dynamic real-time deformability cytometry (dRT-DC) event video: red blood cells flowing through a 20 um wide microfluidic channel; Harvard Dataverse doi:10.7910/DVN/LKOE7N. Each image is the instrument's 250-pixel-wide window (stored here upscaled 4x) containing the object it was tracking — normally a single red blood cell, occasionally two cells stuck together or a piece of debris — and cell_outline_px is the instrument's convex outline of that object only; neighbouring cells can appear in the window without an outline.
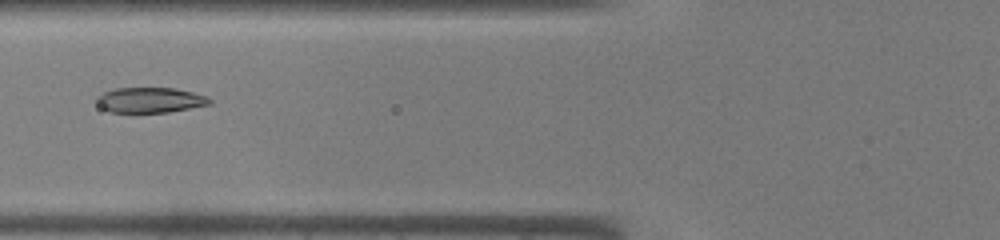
{"species": "common noctule bat (a hibernating species)", "species_latin": "Nyctalus noctula", "temperature_condition": "warm", "stored_images_in_passage": 38, "camera_frame_rate_fps": 3000, "um_per_image_px": 0.085, "animal": {"sex": "male", "body_mass_g": 19.0, "forearm_length_mm": 50.8}, "frame": {"image": 1, "passage_image": 11, "time_ms": 3.333, "image_size_px": [1000, 240], "cell_outline_px": [[212, 104], [168, 112], [108, 112], [100, 108], [96, 100], [96, 96], [104, 92], [116, 88], [176, 88], [208, 96], [212, 100]], "centroid_in_image_um": [12.76, 8.5], "position_along_channel_um": 113.0, "area_um2": 16.76}}
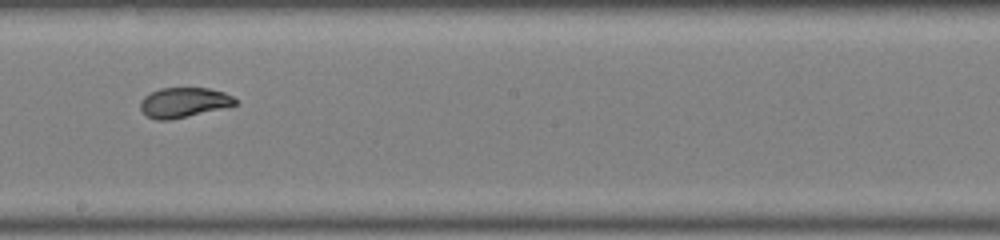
{"frame": {"image": 2, "passage_image": 19, "time_ms": 6.0, "image_size_px": [1000, 240], "cell_outline_px": [[236, 104], [220, 108], [168, 120], [156, 120], [148, 116], [140, 108], [140, 100], [144, 96], [160, 88], [208, 88], [224, 92], [232, 96], [236, 100]], "centroid_in_image_um": [15.58, 8.69], "position_along_channel_um": 232.6, "area_um2": 16.13}}
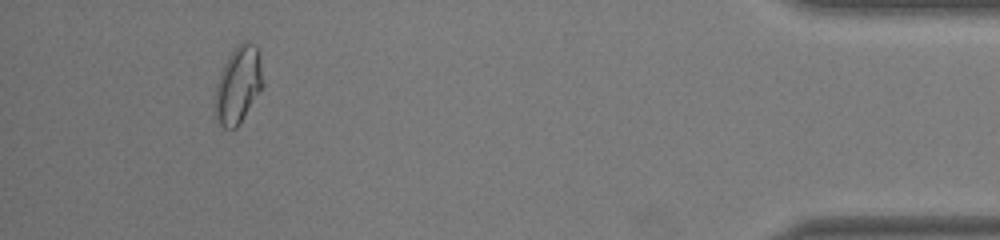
{"frame": {"image": 3, "passage_image": 35, "time_ms": 11.333, "image_size_px": [1000, 240], "cell_outline_px": [[264, 84], [240, 124], [236, 128], [224, 128], [216, 120], [212, 108], [216, 84], [220, 72], [228, 56], [236, 44], [244, 40], [248, 40], [256, 44], [260, 56], [264, 80]], "centroid_in_image_um": [20.23, 7.2], "position_along_channel_um": 415.0, "area_um2": 22.2}}